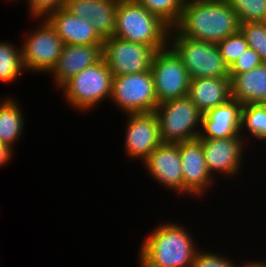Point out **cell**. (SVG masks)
I'll return each instance as SVG.
<instances>
[{
    "mask_svg": "<svg viewBox=\"0 0 266 267\" xmlns=\"http://www.w3.org/2000/svg\"><path fill=\"white\" fill-rule=\"evenodd\" d=\"M174 28L184 37L218 44L237 33L240 22L227 0H186Z\"/></svg>",
    "mask_w": 266,
    "mask_h": 267,
    "instance_id": "1",
    "label": "cell"
},
{
    "mask_svg": "<svg viewBox=\"0 0 266 267\" xmlns=\"http://www.w3.org/2000/svg\"><path fill=\"white\" fill-rule=\"evenodd\" d=\"M156 227L140 244V267H192L199 247L190 230L176 221Z\"/></svg>",
    "mask_w": 266,
    "mask_h": 267,
    "instance_id": "2",
    "label": "cell"
},
{
    "mask_svg": "<svg viewBox=\"0 0 266 267\" xmlns=\"http://www.w3.org/2000/svg\"><path fill=\"white\" fill-rule=\"evenodd\" d=\"M170 30L137 0H118L114 37L145 44L158 51L168 46Z\"/></svg>",
    "mask_w": 266,
    "mask_h": 267,
    "instance_id": "3",
    "label": "cell"
},
{
    "mask_svg": "<svg viewBox=\"0 0 266 267\" xmlns=\"http://www.w3.org/2000/svg\"><path fill=\"white\" fill-rule=\"evenodd\" d=\"M168 45L180 57L190 79L230 78L229 67L221 57L217 44L184 37L172 28Z\"/></svg>",
    "mask_w": 266,
    "mask_h": 267,
    "instance_id": "4",
    "label": "cell"
},
{
    "mask_svg": "<svg viewBox=\"0 0 266 267\" xmlns=\"http://www.w3.org/2000/svg\"><path fill=\"white\" fill-rule=\"evenodd\" d=\"M113 74L102 58L72 77L61 88L65 101L78 112L91 111L100 102L110 100Z\"/></svg>",
    "mask_w": 266,
    "mask_h": 267,
    "instance_id": "5",
    "label": "cell"
},
{
    "mask_svg": "<svg viewBox=\"0 0 266 267\" xmlns=\"http://www.w3.org/2000/svg\"><path fill=\"white\" fill-rule=\"evenodd\" d=\"M154 113L163 143L177 144L199 137L203 114L188 97L160 103Z\"/></svg>",
    "mask_w": 266,
    "mask_h": 267,
    "instance_id": "6",
    "label": "cell"
},
{
    "mask_svg": "<svg viewBox=\"0 0 266 267\" xmlns=\"http://www.w3.org/2000/svg\"><path fill=\"white\" fill-rule=\"evenodd\" d=\"M38 22L40 25L36 30L27 32L28 35L23 37L22 61L26 72L49 75L58 61L64 42L45 18Z\"/></svg>",
    "mask_w": 266,
    "mask_h": 267,
    "instance_id": "7",
    "label": "cell"
},
{
    "mask_svg": "<svg viewBox=\"0 0 266 267\" xmlns=\"http://www.w3.org/2000/svg\"><path fill=\"white\" fill-rule=\"evenodd\" d=\"M113 105L126 114L153 112L158 106L151 71L114 76L110 96Z\"/></svg>",
    "mask_w": 266,
    "mask_h": 267,
    "instance_id": "8",
    "label": "cell"
},
{
    "mask_svg": "<svg viewBox=\"0 0 266 267\" xmlns=\"http://www.w3.org/2000/svg\"><path fill=\"white\" fill-rule=\"evenodd\" d=\"M150 71L158 104L187 97L190 76L180 57L169 45L155 52Z\"/></svg>",
    "mask_w": 266,
    "mask_h": 267,
    "instance_id": "9",
    "label": "cell"
},
{
    "mask_svg": "<svg viewBox=\"0 0 266 267\" xmlns=\"http://www.w3.org/2000/svg\"><path fill=\"white\" fill-rule=\"evenodd\" d=\"M156 50L145 44L129 42L117 37L104 40L102 58L113 76L137 74L151 69Z\"/></svg>",
    "mask_w": 266,
    "mask_h": 267,
    "instance_id": "10",
    "label": "cell"
},
{
    "mask_svg": "<svg viewBox=\"0 0 266 267\" xmlns=\"http://www.w3.org/2000/svg\"><path fill=\"white\" fill-rule=\"evenodd\" d=\"M202 143L205 163L213 177L220 174L224 177H236L240 174L246 144L241 135L229 138H197ZM235 176V177H233Z\"/></svg>",
    "mask_w": 266,
    "mask_h": 267,
    "instance_id": "11",
    "label": "cell"
},
{
    "mask_svg": "<svg viewBox=\"0 0 266 267\" xmlns=\"http://www.w3.org/2000/svg\"><path fill=\"white\" fill-rule=\"evenodd\" d=\"M127 123L124 137L125 155L132 161L143 162L163 142L159 122L153 112L126 114Z\"/></svg>",
    "mask_w": 266,
    "mask_h": 267,
    "instance_id": "12",
    "label": "cell"
},
{
    "mask_svg": "<svg viewBox=\"0 0 266 267\" xmlns=\"http://www.w3.org/2000/svg\"><path fill=\"white\" fill-rule=\"evenodd\" d=\"M178 147L183 172V195L194 196L195 199L203 197L218 178L216 180L208 170L202 143L195 139L178 143Z\"/></svg>",
    "mask_w": 266,
    "mask_h": 267,
    "instance_id": "13",
    "label": "cell"
},
{
    "mask_svg": "<svg viewBox=\"0 0 266 267\" xmlns=\"http://www.w3.org/2000/svg\"><path fill=\"white\" fill-rule=\"evenodd\" d=\"M142 165L157 183L183 196V172L178 143H162Z\"/></svg>",
    "mask_w": 266,
    "mask_h": 267,
    "instance_id": "14",
    "label": "cell"
},
{
    "mask_svg": "<svg viewBox=\"0 0 266 267\" xmlns=\"http://www.w3.org/2000/svg\"><path fill=\"white\" fill-rule=\"evenodd\" d=\"M102 59V45H64L51 71L53 83L61 88L72 77Z\"/></svg>",
    "mask_w": 266,
    "mask_h": 267,
    "instance_id": "15",
    "label": "cell"
},
{
    "mask_svg": "<svg viewBox=\"0 0 266 267\" xmlns=\"http://www.w3.org/2000/svg\"><path fill=\"white\" fill-rule=\"evenodd\" d=\"M243 104L230 99L202 115L198 138H229L240 134L241 110Z\"/></svg>",
    "mask_w": 266,
    "mask_h": 267,
    "instance_id": "16",
    "label": "cell"
},
{
    "mask_svg": "<svg viewBox=\"0 0 266 267\" xmlns=\"http://www.w3.org/2000/svg\"><path fill=\"white\" fill-rule=\"evenodd\" d=\"M118 0H66L64 8L90 21L95 31L103 39L114 35Z\"/></svg>",
    "mask_w": 266,
    "mask_h": 267,
    "instance_id": "17",
    "label": "cell"
},
{
    "mask_svg": "<svg viewBox=\"0 0 266 267\" xmlns=\"http://www.w3.org/2000/svg\"><path fill=\"white\" fill-rule=\"evenodd\" d=\"M45 19L55 29L64 45H103L104 40L89 20L77 17L64 7L50 13Z\"/></svg>",
    "mask_w": 266,
    "mask_h": 267,
    "instance_id": "18",
    "label": "cell"
},
{
    "mask_svg": "<svg viewBox=\"0 0 266 267\" xmlns=\"http://www.w3.org/2000/svg\"><path fill=\"white\" fill-rule=\"evenodd\" d=\"M187 97L205 114L231 98L230 78H196L190 79Z\"/></svg>",
    "mask_w": 266,
    "mask_h": 267,
    "instance_id": "19",
    "label": "cell"
},
{
    "mask_svg": "<svg viewBox=\"0 0 266 267\" xmlns=\"http://www.w3.org/2000/svg\"><path fill=\"white\" fill-rule=\"evenodd\" d=\"M231 98L246 104H266V63L238 75H229Z\"/></svg>",
    "mask_w": 266,
    "mask_h": 267,
    "instance_id": "20",
    "label": "cell"
},
{
    "mask_svg": "<svg viewBox=\"0 0 266 267\" xmlns=\"http://www.w3.org/2000/svg\"><path fill=\"white\" fill-rule=\"evenodd\" d=\"M2 100V101H1ZM0 100V143L11 149L19 141L25 125L24 115L19 103L13 97Z\"/></svg>",
    "mask_w": 266,
    "mask_h": 267,
    "instance_id": "21",
    "label": "cell"
},
{
    "mask_svg": "<svg viewBox=\"0 0 266 267\" xmlns=\"http://www.w3.org/2000/svg\"><path fill=\"white\" fill-rule=\"evenodd\" d=\"M240 134L245 141L254 137L257 141L266 142V104L242 106ZM246 135L251 137L246 140Z\"/></svg>",
    "mask_w": 266,
    "mask_h": 267,
    "instance_id": "22",
    "label": "cell"
},
{
    "mask_svg": "<svg viewBox=\"0 0 266 267\" xmlns=\"http://www.w3.org/2000/svg\"><path fill=\"white\" fill-rule=\"evenodd\" d=\"M13 42H0V82L13 83L20 76H23L25 71L21 45L16 46Z\"/></svg>",
    "mask_w": 266,
    "mask_h": 267,
    "instance_id": "23",
    "label": "cell"
},
{
    "mask_svg": "<svg viewBox=\"0 0 266 267\" xmlns=\"http://www.w3.org/2000/svg\"><path fill=\"white\" fill-rule=\"evenodd\" d=\"M151 14L159 17L171 29L174 28L181 17L186 0H137Z\"/></svg>",
    "mask_w": 266,
    "mask_h": 267,
    "instance_id": "24",
    "label": "cell"
},
{
    "mask_svg": "<svg viewBox=\"0 0 266 267\" xmlns=\"http://www.w3.org/2000/svg\"><path fill=\"white\" fill-rule=\"evenodd\" d=\"M240 31L249 47L254 49L263 63H266V26L260 21L240 23Z\"/></svg>",
    "mask_w": 266,
    "mask_h": 267,
    "instance_id": "25",
    "label": "cell"
},
{
    "mask_svg": "<svg viewBox=\"0 0 266 267\" xmlns=\"http://www.w3.org/2000/svg\"><path fill=\"white\" fill-rule=\"evenodd\" d=\"M240 23L257 22L266 10V0H227Z\"/></svg>",
    "mask_w": 266,
    "mask_h": 267,
    "instance_id": "26",
    "label": "cell"
},
{
    "mask_svg": "<svg viewBox=\"0 0 266 267\" xmlns=\"http://www.w3.org/2000/svg\"><path fill=\"white\" fill-rule=\"evenodd\" d=\"M217 46L220 50L221 57L228 67H230L249 47L245 36L240 30L220 41Z\"/></svg>",
    "mask_w": 266,
    "mask_h": 267,
    "instance_id": "27",
    "label": "cell"
},
{
    "mask_svg": "<svg viewBox=\"0 0 266 267\" xmlns=\"http://www.w3.org/2000/svg\"><path fill=\"white\" fill-rule=\"evenodd\" d=\"M223 255L224 254H218L217 252H207L206 250L201 251L199 249L196 253L192 267H238L235 265V261L229 259L230 257Z\"/></svg>",
    "mask_w": 266,
    "mask_h": 267,
    "instance_id": "28",
    "label": "cell"
},
{
    "mask_svg": "<svg viewBox=\"0 0 266 267\" xmlns=\"http://www.w3.org/2000/svg\"><path fill=\"white\" fill-rule=\"evenodd\" d=\"M29 16L35 19L46 18L50 13L62 9L66 0H26Z\"/></svg>",
    "mask_w": 266,
    "mask_h": 267,
    "instance_id": "29",
    "label": "cell"
},
{
    "mask_svg": "<svg viewBox=\"0 0 266 267\" xmlns=\"http://www.w3.org/2000/svg\"><path fill=\"white\" fill-rule=\"evenodd\" d=\"M259 54L248 47L246 51L229 67V75H238L250 71L262 64Z\"/></svg>",
    "mask_w": 266,
    "mask_h": 267,
    "instance_id": "30",
    "label": "cell"
},
{
    "mask_svg": "<svg viewBox=\"0 0 266 267\" xmlns=\"http://www.w3.org/2000/svg\"><path fill=\"white\" fill-rule=\"evenodd\" d=\"M9 146L6 144L0 143V167H3L7 162H10L12 156L14 155V151H12Z\"/></svg>",
    "mask_w": 266,
    "mask_h": 267,
    "instance_id": "31",
    "label": "cell"
},
{
    "mask_svg": "<svg viewBox=\"0 0 266 267\" xmlns=\"http://www.w3.org/2000/svg\"><path fill=\"white\" fill-rule=\"evenodd\" d=\"M246 264V265H245ZM244 265H242L241 267H266V261H254L252 260L251 262H246Z\"/></svg>",
    "mask_w": 266,
    "mask_h": 267,
    "instance_id": "32",
    "label": "cell"
},
{
    "mask_svg": "<svg viewBox=\"0 0 266 267\" xmlns=\"http://www.w3.org/2000/svg\"><path fill=\"white\" fill-rule=\"evenodd\" d=\"M260 22L266 26V10L264 11V14H263V17L262 19L260 20Z\"/></svg>",
    "mask_w": 266,
    "mask_h": 267,
    "instance_id": "33",
    "label": "cell"
}]
</instances>
